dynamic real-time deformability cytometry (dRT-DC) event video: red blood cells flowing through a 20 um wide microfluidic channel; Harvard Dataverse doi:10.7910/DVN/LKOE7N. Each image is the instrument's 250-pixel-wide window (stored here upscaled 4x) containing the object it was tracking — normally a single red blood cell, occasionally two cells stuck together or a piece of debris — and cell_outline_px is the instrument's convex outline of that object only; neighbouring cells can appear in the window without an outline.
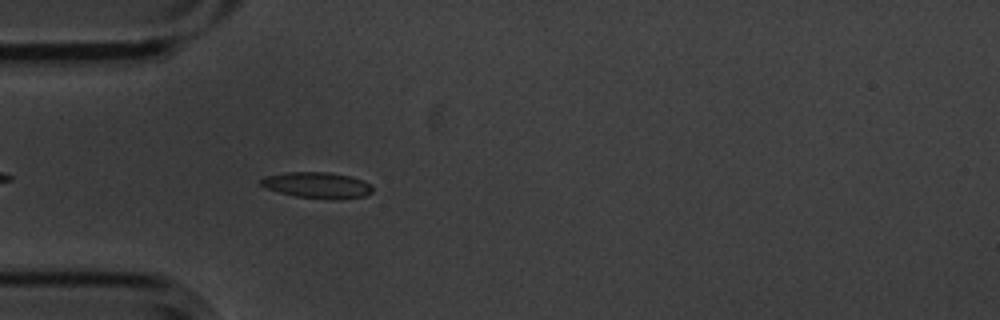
{"species": "common noctule bat (a hibernating species)", "species_latin": "Nyctalus noctula", "temperature_condition": "cold", "stored_images_in_passage": 35, "camera_frame_rate_fps": 3000, "um_per_image_px": 0.085, "animal": {"sex": "male", "body_mass_g": 20.1, "forearm_length_mm": 53.5}, "frame": {"image": 1, "passage_image": 5, "time_ms": 1.333, "image_size_px": [1000, 320], "cell_outline_px": [[372, 192], [364, 196], [340, 200], [332, 200], [296, 196], [280, 192], [268, 188], [260, 184], [260, 180], [264, 176], [288, 172], [328, 172], [348, 176], [364, 180], [372, 184]], "centroid_in_image_um": [27.01, 15.74], "position_along_channel_um": 58.0, "area_um2": 16.99}}
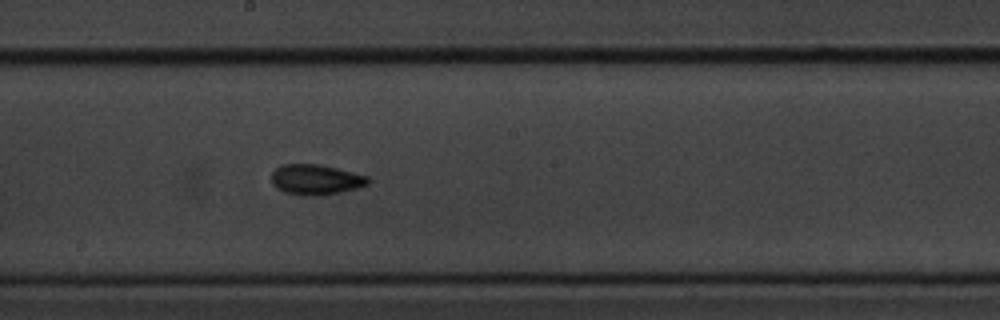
{"frame": {"image": 2, "passage_image": 19, "time_ms": 6.0, "image_size_px": [1000, 320], "cell_outline_px": [[368, 184], [340, 192], [316, 196], [300, 196], [284, 192], [276, 188], [272, 184], [272, 172], [280, 164], [320, 164], [368, 176]], "centroid_in_image_um": [26.78, 15.27], "position_along_channel_um": 221.4, "area_um2": 17.05}}
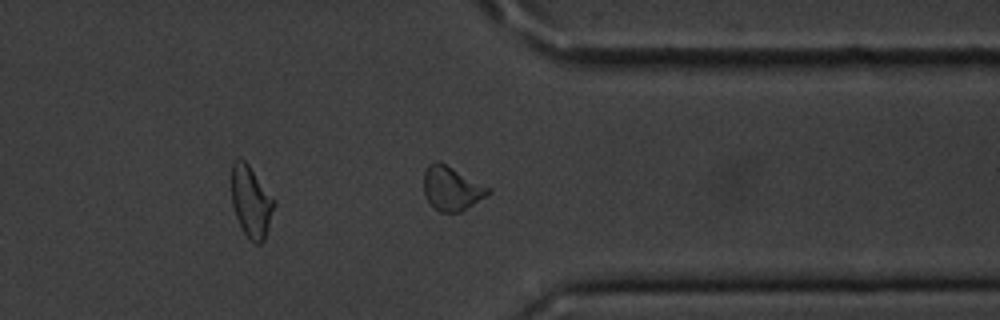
{"frame": {"image": 3, "passage_image": 32, "time_ms": 10.333, "image_size_px": [1000, 320], "cell_outline_px": [[492, 192], [460, 212], [440, 212], [424, 196], [424, 172], [428, 164], [436, 160], [440, 160], [492, 188]], "centroid_in_image_um": [38.4, 15.97], "position_along_channel_um": 373.0, "area_um2": 16.7}, "authors_computed_cell_mechanics": {"area_um2": 15.8372, "velocity_mm_per_s": 3.565, "shape_relaxation_time_tau1_ms": 4.6874, "shape_relaxation_time_tau2_ms": 3.97, "deformation_change_tau1": 0.1329, "deformation_change_tau2": 0.0915}}